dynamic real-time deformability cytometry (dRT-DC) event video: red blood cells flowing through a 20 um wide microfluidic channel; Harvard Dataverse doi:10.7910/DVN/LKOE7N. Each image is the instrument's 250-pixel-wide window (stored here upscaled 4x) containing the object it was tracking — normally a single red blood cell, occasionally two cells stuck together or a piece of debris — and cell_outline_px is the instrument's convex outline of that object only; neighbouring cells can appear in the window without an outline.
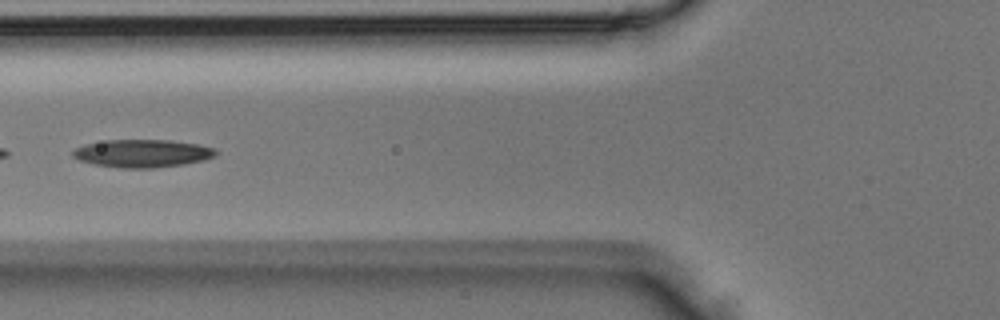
{"species": "Egyptian fruit bat (a non-hibernating species)", "species_latin": "Rousettus aegyptiacus", "temperature_condition": "room temperature", "stored_images_in_passage": 6, "segment_of_instrument_passage": [1, 2], "camera_frame_rate_fps": 3000, "um_per_image_px": 0.085, "animal": {"sex": "male"}, "frame": {"image": 1, "passage_image": 5, "time_ms": 1.333, "image_size_px": [1000, 320], "cell_outline_px": [[220, 152], [216, 156], [204, 160], [184, 164], [152, 168], [120, 168], [96, 164], [80, 160], [72, 156], [72, 152], [76, 148], [84, 144], [108, 140], [172, 140], [200, 144], [216, 148]], "centroid_in_image_um": [12.18, 13.03], "position_along_channel_um": 113.6, "area_um2": 23.35}}